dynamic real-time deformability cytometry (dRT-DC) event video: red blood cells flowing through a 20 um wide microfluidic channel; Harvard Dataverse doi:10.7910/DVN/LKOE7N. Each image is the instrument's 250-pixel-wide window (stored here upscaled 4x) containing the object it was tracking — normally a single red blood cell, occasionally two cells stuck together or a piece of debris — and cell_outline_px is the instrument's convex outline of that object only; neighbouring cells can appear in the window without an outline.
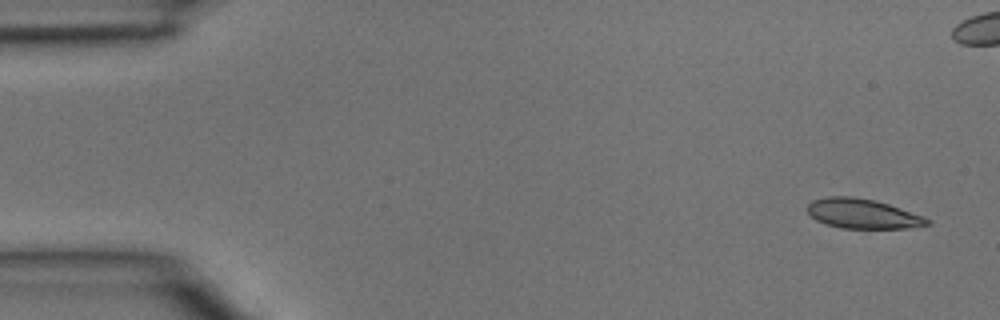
{"species": "common noctule bat (a hibernating species)", "species_latin": "Nyctalus noctula", "temperature_condition": "room temperature", "stored_images_in_passage": 6, "camera_frame_rate_fps": 3000, "um_per_image_px": 0.085, "animal": {"sex": "male", "body_mass_g": 15.6}, "frame": {"image": 1, "passage_image": 1, "time_ms": 0.0, "image_size_px": [1000, 320], "cell_outline_px": [[932, 224], [908, 228], [840, 228], [824, 224], [816, 220], [808, 212], [808, 204], [812, 200], [828, 196], [852, 196], [876, 200], [924, 216], [932, 220]], "centroid_in_image_um": [73.34, 18.16], "position_along_channel_um": 11.7, "area_um2": 20.87}}